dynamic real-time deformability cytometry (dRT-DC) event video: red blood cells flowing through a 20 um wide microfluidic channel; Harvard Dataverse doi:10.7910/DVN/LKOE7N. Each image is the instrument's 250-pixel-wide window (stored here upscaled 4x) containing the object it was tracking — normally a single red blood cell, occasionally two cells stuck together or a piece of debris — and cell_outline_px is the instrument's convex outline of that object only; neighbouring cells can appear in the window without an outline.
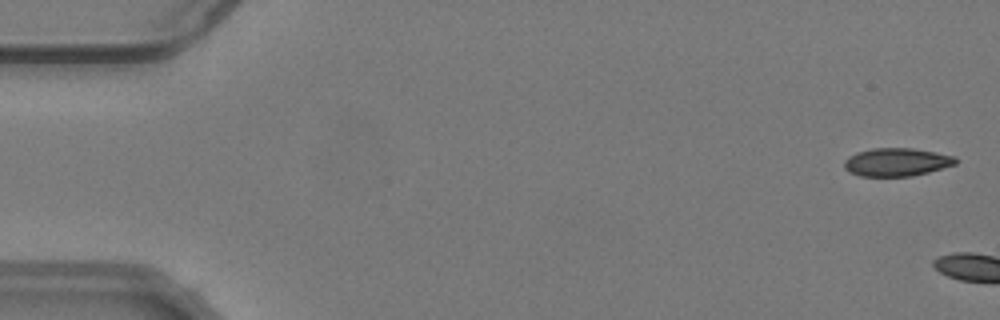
{"species": "common noctule bat (a hibernating species)", "species_latin": "Nyctalus noctula", "temperature_condition": "warm", "stored_images_in_passage": 5, "camera_frame_rate_fps": 3000, "um_per_image_px": 0.085, "animal": {"sex": "male", "body_mass_g": 19.2, "forearm_length_mm": 51.8}, "frame": {"image": 1, "passage_image": 2, "time_ms": 0.333, "image_size_px": [1000, 320], "cell_outline_px": [[960, 160], [956, 164], [928, 172], [912, 176], [860, 176], [848, 172], [844, 168], [844, 160], [848, 156], [856, 152], [872, 148], [912, 148], [936, 152], [956, 156]], "centroid_in_image_um": [76.22, 13.77], "position_along_channel_um": 8.8, "area_um2": 18.5}}